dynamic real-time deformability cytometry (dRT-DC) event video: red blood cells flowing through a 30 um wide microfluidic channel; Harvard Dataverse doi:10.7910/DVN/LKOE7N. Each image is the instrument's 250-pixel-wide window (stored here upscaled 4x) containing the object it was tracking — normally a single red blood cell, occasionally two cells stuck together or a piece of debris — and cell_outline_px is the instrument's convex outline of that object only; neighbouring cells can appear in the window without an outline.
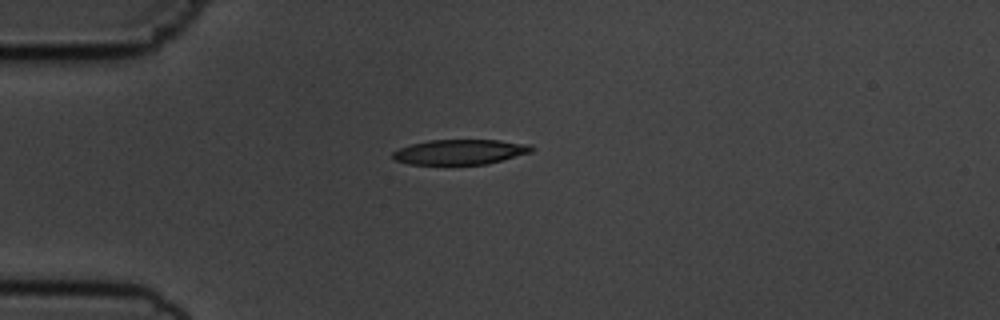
{"species": "common noctule bat (a hibernating species)", "species_latin": "Nyctalus noctula", "temperature_condition": "cold", "stored_images_in_passage": 41, "camera_frame_rate_fps": 3000, "um_per_image_px": 0.085, "animal": {"sex": "male", "body_mass_g": 19.5, "forearm_length_mm": 54.6}, "frame": {"image": 1, "passage_image": 1, "time_ms": 0.0, "image_size_px": [1000, 320], "cell_outline_px": [[536, 148], [532, 152], [484, 164], [408, 164], [396, 160], [392, 156], [392, 152], [400, 148], [412, 144], [428, 140], [500, 140], [532, 144]], "centroid_in_image_um": [39.14, 12.9], "position_along_channel_um": 45.9, "area_um2": 20.17}}
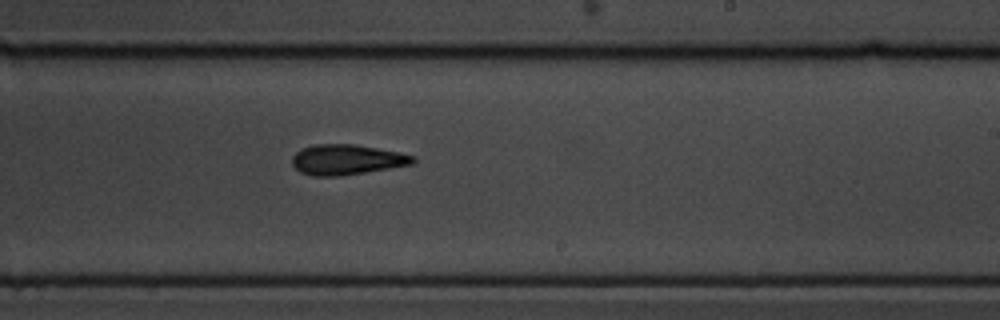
{"frame": {"image": 2, "passage_image": 20, "time_ms": 6.333, "image_size_px": [1000, 320], "cell_outline_px": [[416, 160], [412, 164], [340, 176], [312, 176], [300, 172], [292, 164], [292, 156], [296, 152], [304, 148], [316, 144], [356, 144], [400, 152], [416, 156]], "centroid_in_image_um": [29.48, 13.56], "position_along_channel_um": 259.5, "area_um2": 21.27}}
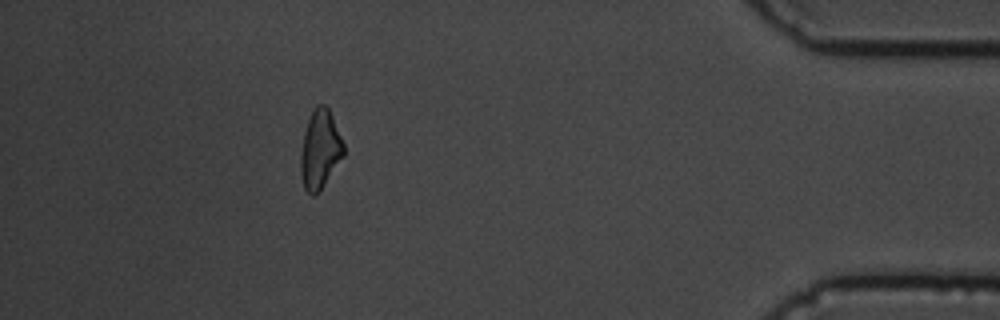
{"frame": {"image": 3, "passage_image": 36, "time_ms": 11.667, "image_size_px": [1000, 320], "cell_outline_px": [[344, 156], [320, 188], [312, 196], [304, 188], [300, 172], [300, 156], [304, 132], [308, 120], [316, 104], [324, 104], [328, 108], [332, 116], [344, 144]], "centroid_in_image_um": [27.19, 12.67], "position_along_channel_um": 408.0, "area_um2": 19.36}, "authors_computed_cell_mechanics": {"area_um2": 20.6924, "velocity_mm_per_s": 3.6849, "shape_relaxation_time_tau1_ms": 4.0502, "shape_relaxation_time_tau2_ms": 8.2894, "deformation_change_tau1": 0.1242, "deformation_change_tau2": 0.211}}